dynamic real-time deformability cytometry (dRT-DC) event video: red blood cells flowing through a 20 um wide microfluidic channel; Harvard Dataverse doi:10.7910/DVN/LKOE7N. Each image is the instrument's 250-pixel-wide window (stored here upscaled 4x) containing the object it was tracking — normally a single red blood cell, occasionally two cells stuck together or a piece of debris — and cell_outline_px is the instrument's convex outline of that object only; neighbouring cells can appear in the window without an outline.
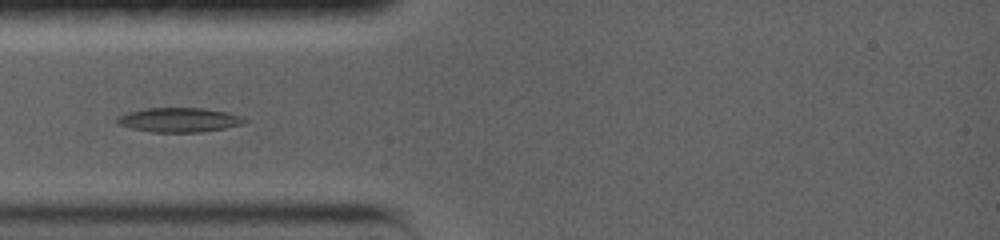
{"species": "common noctule bat (a hibernating species)", "species_latin": "Nyctalus noctula", "temperature_condition": "warm", "stored_images_in_passage": 8, "camera_frame_rate_fps": 5000, "um_per_image_px": 0.085, "animal": {"sex": "female", "body_mass_g": 19.0, "forearm_length_mm": 56.7}, "frame": {"image": 1, "passage_image": 4, "time_ms": 3.6, "image_size_px": [1000, 240], "cell_outline_px": [[248, 120], [244, 124], [224, 128], [200, 132], [152, 132], [132, 128], [116, 124], [116, 120], [120, 116], [128, 112], [148, 108], [204, 108], [228, 112], [240, 116]], "centroid_in_image_um": [15.25, 10.19], "position_along_channel_um": 69.8, "area_um2": 18.03}}
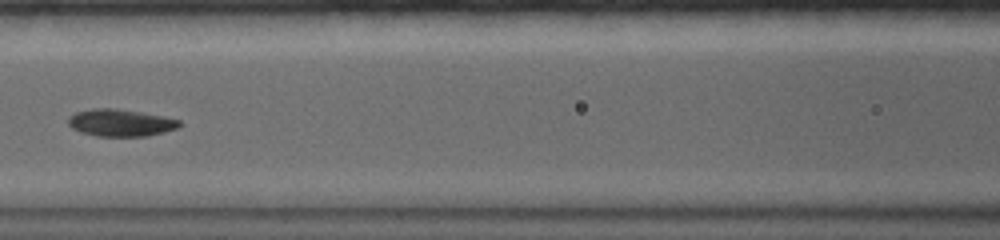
{"frame": {"image": 2, "passage_image": 6, "time_ms": 6.0, "image_size_px": [1000, 240], "cell_outline_px": [[180, 128], [148, 136], [96, 136], [80, 132], [72, 128], [68, 124], [68, 116], [76, 112], [92, 108], [116, 108], [164, 116], [180, 120]], "centroid_in_image_um": [10.24, 10.43], "position_along_channel_um": 156.4, "area_um2": 17.74}}
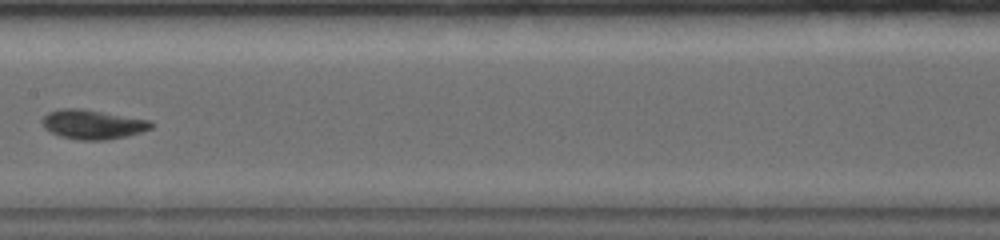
{"frame": {"image": 3, "passage_image": 7, "time_ms": 7.2, "image_size_px": [1000, 240], "cell_outline_px": [[156, 124], [152, 128], [128, 136], [104, 140], [80, 140], [60, 136], [44, 128], [40, 120], [48, 112], [64, 108], [80, 108], [152, 120]], "centroid_in_image_um": [7.91, 10.57], "position_along_channel_um": 199.5, "area_um2": 18.79}}